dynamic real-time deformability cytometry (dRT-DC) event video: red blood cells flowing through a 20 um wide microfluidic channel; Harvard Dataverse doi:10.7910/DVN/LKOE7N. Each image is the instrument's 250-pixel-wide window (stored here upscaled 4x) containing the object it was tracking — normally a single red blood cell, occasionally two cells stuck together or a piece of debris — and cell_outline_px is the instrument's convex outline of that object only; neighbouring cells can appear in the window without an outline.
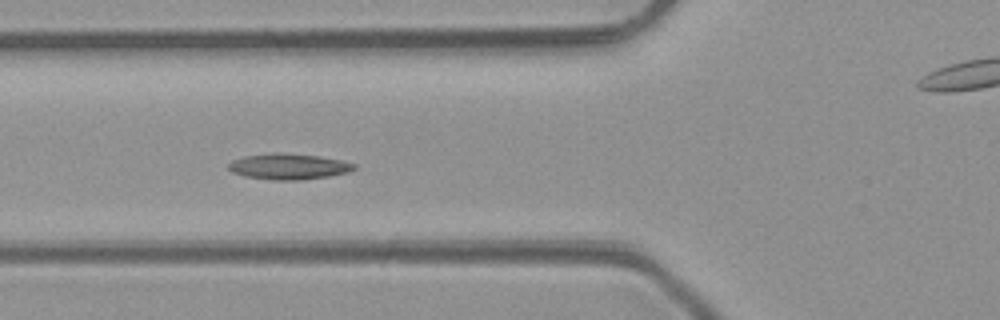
{"species": "common noctule bat (a hibernating species)", "species_latin": "Nyctalus noctula", "temperature_condition": "room temperature", "stored_images_in_passage": 10, "segment_of_instrument_passage": [1, 2], "camera_frame_rate_fps": 3000, "um_per_image_px": 0.085, "animal": {"sex": "male", "body_mass_g": 23.1, "forearm_length_mm": 52.7}, "frame": {"image": 1, "passage_image": 7, "time_ms": 6.667, "image_size_px": [1000, 320], "cell_outline_px": [[356, 168], [348, 172], [328, 176], [304, 180], [272, 180], [244, 176], [232, 172], [228, 168], [228, 164], [232, 160], [244, 156], [272, 152], [276, 152], [320, 156], [340, 160], [356, 164]], "centroid_in_image_um": [24.51, 14.15], "position_along_channel_um": 101.3, "area_um2": 19.02}}
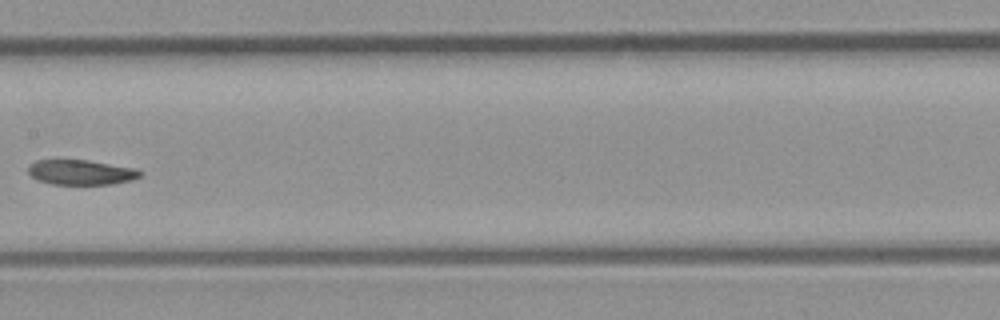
{"frame": {"image": 2, "passage_image": 9, "time_ms": 9.0, "image_size_px": [1000, 320], "cell_outline_px": [[140, 176], [132, 180], [112, 184], [52, 184], [36, 180], [28, 172], [28, 168], [36, 160], [56, 156], [88, 160], [136, 168], [140, 172]], "centroid_in_image_um": [6.8, 14.59], "position_along_channel_um": 200.6, "area_um2": 16.94}}